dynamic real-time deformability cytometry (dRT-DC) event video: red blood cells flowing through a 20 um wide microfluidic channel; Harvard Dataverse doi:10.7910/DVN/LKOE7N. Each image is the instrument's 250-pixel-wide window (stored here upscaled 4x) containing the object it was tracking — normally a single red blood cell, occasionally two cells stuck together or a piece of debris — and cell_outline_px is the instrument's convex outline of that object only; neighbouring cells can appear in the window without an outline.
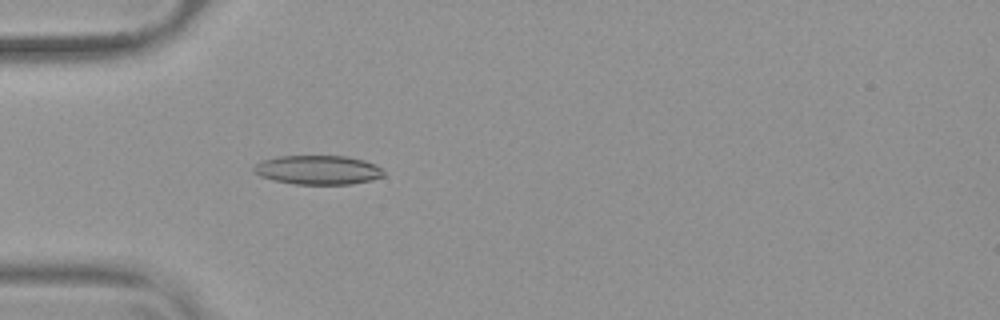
{"species": "common noctule bat (a hibernating species)", "species_latin": "Nyctalus noctula", "temperature_condition": "warm", "stored_images_in_passage": 54, "camera_frame_rate_fps": 3000, "um_per_image_px": 0.085, "animal": {"sex": "female", "body_mass_g": 19.9}, "frame": {"image": 1, "passage_image": 17, "time_ms": 5.333, "image_size_px": [1000, 320], "cell_outline_px": [[384, 176], [372, 180], [352, 184], [292, 184], [272, 180], [260, 176], [252, 172], [252, 168], [260, 160], [276, 156], [348, 156], [364, 160], [376, 164], [384, 172]], "centroid_in_image_um": [26.99, 14.44], "position_along_channel_um": 58.0, "area_um2": 22.37}}
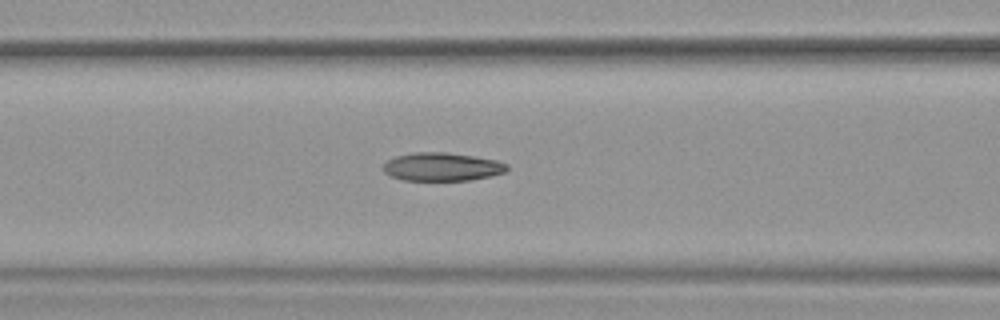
{"frame": {"image": 2, "passage_image": 23, "time_ms": 7.333, "image_size_px": [1000, 320], "cell_outline_px": [[508, 168], [504, 172], [492, 176], [468, 180], [404, 180], [392, 176], [384, 172], [384, 164], [388, 160], [396, 156], [412, 152], [448, 152], [496, 160], [508, 164]], "centroid_in_image_um": [37.58, 14.17], "position_along_channel_um": 129.0, "area_um2": 20.29}}
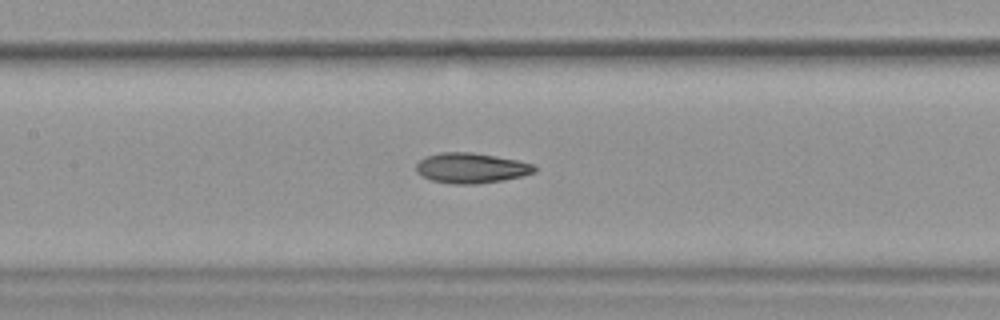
{"frame": {"image": 3, "passage_image": 26, "time_ms": 8.333, "image_size_px": [1000, 320], "cell_outline_px": [[536, 172], [524, 176], [504, 180], [476, 184], [452, 184], [432, 180], [416, 172], [416, 164], [420, 160], [428, 156], [440, 152], [472, 152], [496, 156], [536, 164]], "centroid_in_image_um": [40.09, 14.28], "position_along_channel_um": 167.3, "area_um2": 20.92}, "authors_computed_cell_mechanics": {"area_um2": 21.0103, "velocity_mm_per_s": 3.8149, "shape_relaxation_time_tau1_ms": 5.7772, "shape_relaxation_time_tau2_ms": 2.9081, "deformation_change_tau1": 0.156, "deformation_change_tau2": 0.1057}}